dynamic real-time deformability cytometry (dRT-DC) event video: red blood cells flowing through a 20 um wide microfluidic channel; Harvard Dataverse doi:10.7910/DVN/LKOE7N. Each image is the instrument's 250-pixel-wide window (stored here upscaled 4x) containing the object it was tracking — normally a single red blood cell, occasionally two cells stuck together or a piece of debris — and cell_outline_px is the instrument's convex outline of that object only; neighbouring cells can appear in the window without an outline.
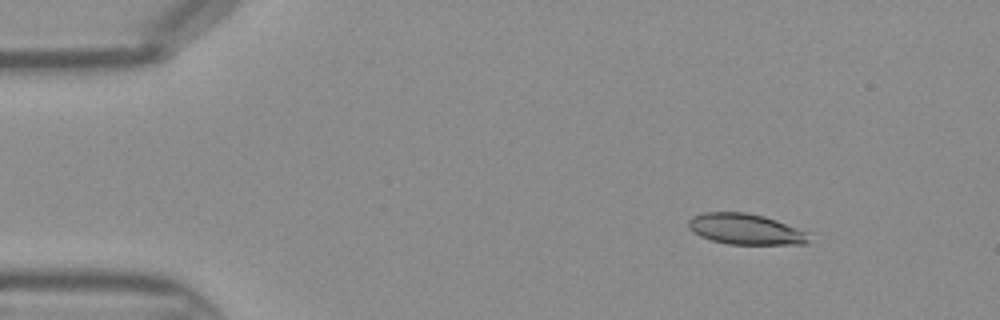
{"species": "Egyptian fruit bat (a non-hibernating species)", "species_latin": "Rousettus aegyptiacus", "temperature_condition": "warm", "stored_images_in_passage": 40, "camera_frame_rate_fps": 3000, "um_per_image_px": 0.085, "frame": {"image": 1, "passage_image": 1, "time_ms": 0.0, "image_size_px": [1000, 320], "cell_outline_px": [[808, 244], [728, 244], [712, 240], [700, 236], [692, 232], [688, 224], [688, 220], [692, 216], [704, 212], [748, 212], [764, 216], [776, 220], [808, 232]], "centroid_in_image_um": [63.35, 19.47], "position_along_channel_um": 21.7, "area_um2": 21.62}}
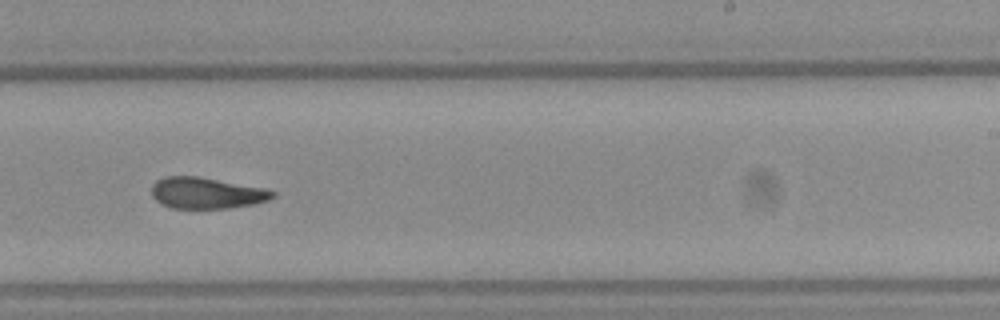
{"frame": {"image": 2, "passage_image": 23, "time_ms": 7.333, "image_size_px": [1000, 320], "cell_outline_px": [[276, 196], [268, 200], [256, 204], [228, 208], [172, 208], [160, 204], [152, 196], [152, 184], [156, 180], [164, 176], [196, 176], [264, 188], [276, 192]], "centroid_in_image_um": [17.54, 16.41], "position_along_channel_um": 271.5, "area_um2": 22.08}}
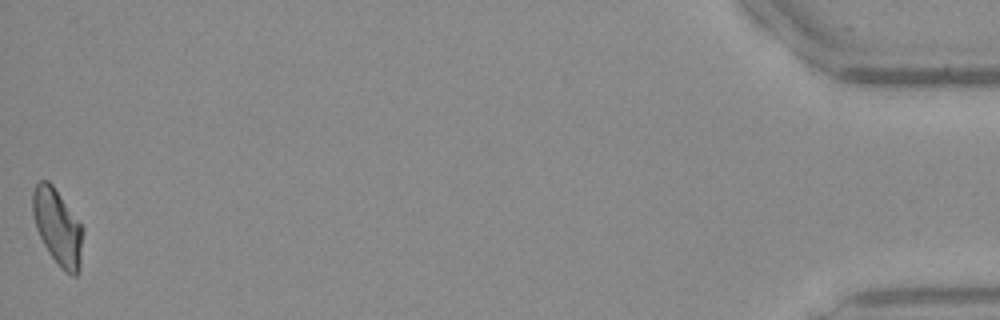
{"frame": {"image": 3, "passage_image": 40, "time_ms": 13.0, "image_size_px": [1000, 320], "cell_outline_px": [[84, 232], [80, 268], [76, 276], [72, 276], [48, 252], [36, 228], [32, 212], [32, 192], [36, 184], [40, 180], [48, 180], [52, 184], [84, 228]], "centroid_in_image_um": [4.91, 19.27], "position_along_channel_um": 430.3, "area_um2": 22.02}}